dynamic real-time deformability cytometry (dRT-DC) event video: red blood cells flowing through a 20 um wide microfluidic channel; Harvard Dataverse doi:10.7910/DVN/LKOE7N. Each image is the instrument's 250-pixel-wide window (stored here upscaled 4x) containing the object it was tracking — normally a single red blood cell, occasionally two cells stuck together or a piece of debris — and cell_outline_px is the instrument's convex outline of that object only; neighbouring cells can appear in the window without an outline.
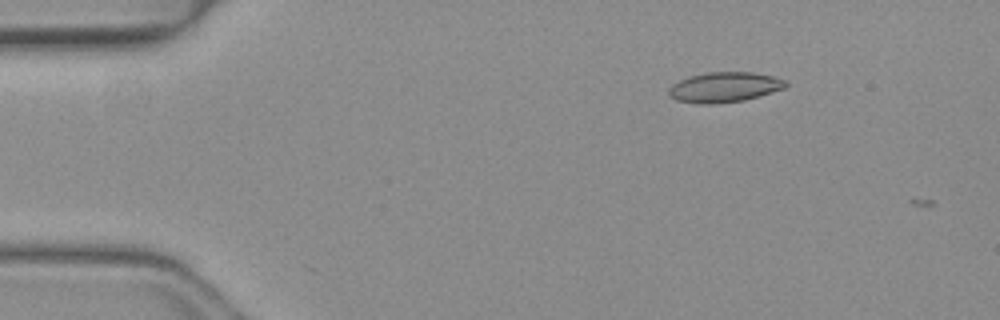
{"species": "common noctule bat (a hibernating species)", "species_latin": "Nyctalus noctula", "temperature_condition": "warm", "stored_images_in_passage": 3, "camera_frame_rate_fps": 3000, "um_per_image_px": 0.085, "animal": {"sex": "female", "body_mass_g": 19.3, "forearm_length_mm": 54.1}, "frame": {"image": 1, "passage_image": 2, "time_ms": 0.333, "image_size_px": [1000, 320], "cell_outline_px": [[788, 84], [784, 88], [760, 96], [744, 100], [716, 104], [700, 104], [676, 100], [668, 96], [668, 88], [672, 84], [688, 76], [704, 72], [752, 72], [772, 76], [784, 80]], "centroid_in_image_um": [61.52, 7.41], "position_along_channel_um": 23.5, "area_um2": 20.69}}